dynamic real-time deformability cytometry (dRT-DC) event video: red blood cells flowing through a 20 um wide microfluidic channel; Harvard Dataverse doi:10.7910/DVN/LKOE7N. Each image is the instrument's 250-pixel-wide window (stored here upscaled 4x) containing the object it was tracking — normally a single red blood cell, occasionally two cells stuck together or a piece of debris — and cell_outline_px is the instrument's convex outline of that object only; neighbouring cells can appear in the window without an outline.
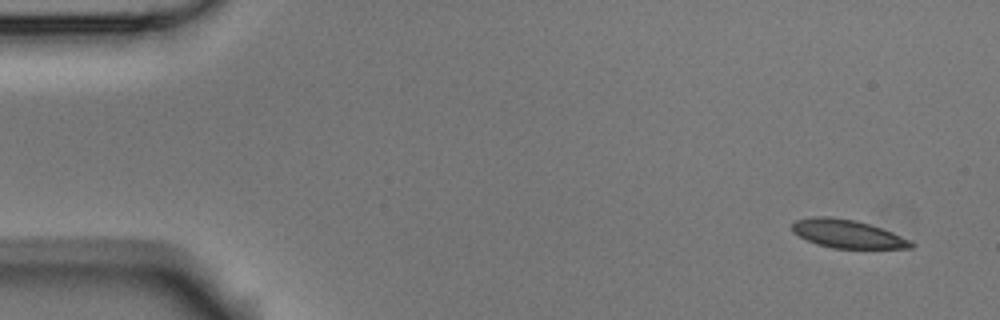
{"species": "Egyptian fruit bat (a non-hibernating species)", "species_latin": "Rousettus aegyptiacus", "temperature_condition": "room temperature", "stored_images_in_passage": 7, "camera_frame_rate_fps": 3000, "um_per_image_px": 0.085, "animal": {"sex": "male"}, "frame": {"image": 1, "passage_image": 1, "time_ms": 0.0, "image_size_px": [1000, 320], "cell_outline_px": [[916, 244], [912, 248], [832, 248], [816, 244], [792, 232], [792, 224], [796, 220], [816, 216], [828, 216], [856, 220], [892, 232]], "centroid_in_image_um": [72.01, 19.87], "position_along_channel_um": 13.0, "area_um2": 19.36}}
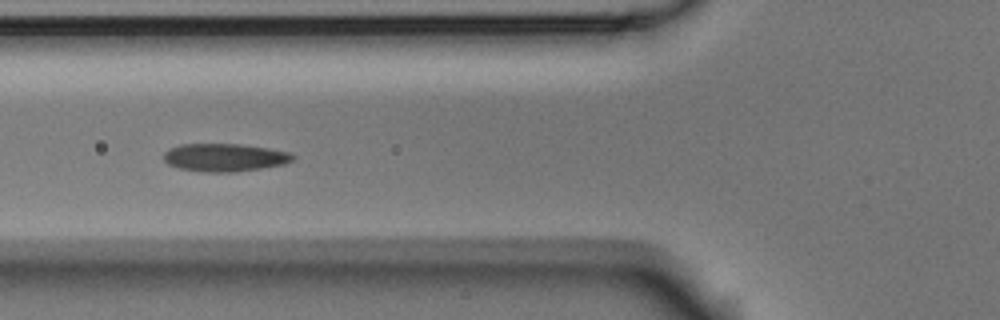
{"frame": {"image": 2, "passage_image": 6, "time_ms": 1.667, "image_size_px": [1000, 320], "cell_outline_px": [[296, 156], [292, 160], [284, 164], [236, 172], [204, 172], [180, 168], [168, 164], [164, 160], [164, 152], [168, 148], [180, 144], [240, 144], [268, 148], [288, 152]], "centroid_in_image_um": [19.07, 13.38], "position_along_channel_um": 106.7, "area_um2": 20.98}}
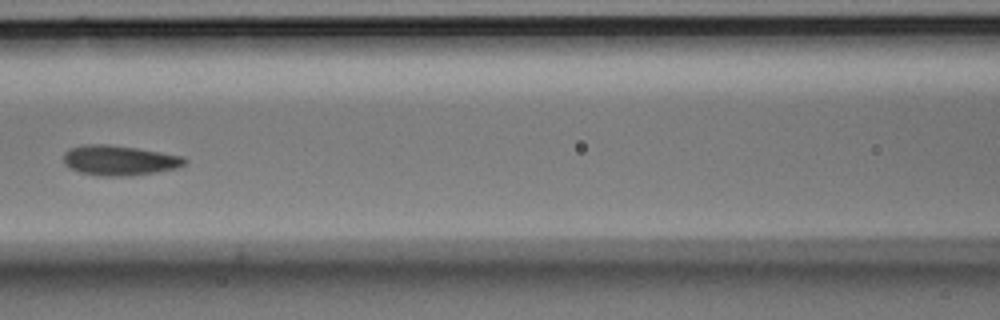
{"frame": {"image": 3, "passage_image": 7, "time_ms": 2.0, "image_size_px": [1000, 320], "cell_outline_px": [[188, 160], [184, 164], [176, 168], [156, 172], [132, 176], [104, 176], [80, 172], [68, 168], [64, 164], [64, 152], [68, 148], [84, 144], [108, 144], [136, 148], [184, 156]], "centroid_in_image_um": [10.12, 13.63], "position_along_channel_um": 156.5, "area_um2": 21.33}}